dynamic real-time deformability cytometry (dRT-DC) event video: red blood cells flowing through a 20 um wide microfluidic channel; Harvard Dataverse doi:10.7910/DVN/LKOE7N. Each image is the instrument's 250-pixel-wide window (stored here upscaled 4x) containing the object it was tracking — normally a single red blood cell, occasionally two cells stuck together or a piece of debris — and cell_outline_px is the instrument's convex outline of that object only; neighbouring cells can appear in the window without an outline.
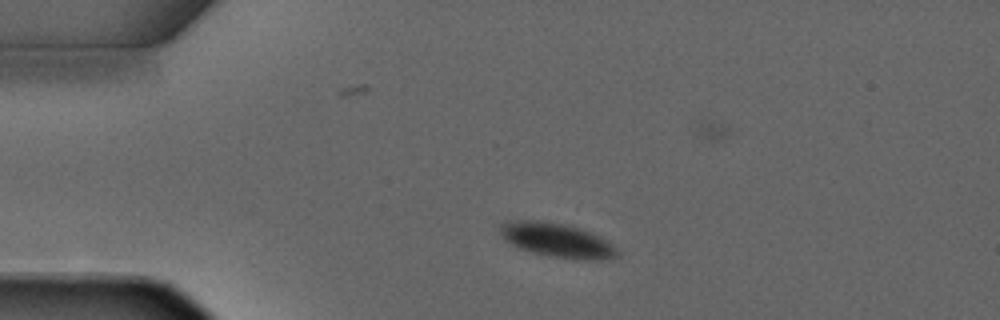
{"species": "common noctule bat (a hibernating species)", "species_latin": "Nyctalus noctula", "temperature_condition": "warm", "stored_images_in_passage": 3, "camera_frame_rate_fps": 3000, "um_per_image_px": 0.085, "animal": {"sex": "male", "forearm_length_mm": 52.5}, "frame": {"image": 1, "passage_image": 1, "time_ms": 0.0, "image_size_px": [1000, 320], "cell_outline_px": [[620, 256], [608, 260], [580, 260], [548, 256], [532, 252], [520, 248], [512, 244], [500, 232], [500, 224], [508, 220], [540, 220], [560, 224], [576, 228], [600, 236], [608, 240], [620, 252]], "centroid_in_image_um": [47.41, 20.44], "position_along_channel_um": 37.6, "area_um2": 23.29}}
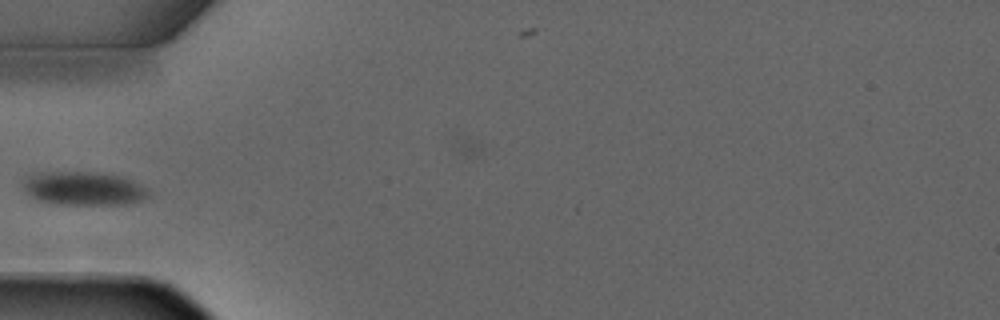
{"frame": {"image": 2, "passage_image": 2, "time_ms": 1.667, "image_size_px": [1000, 320], "cell_outline_px": [[148, 196], [144, 200], [128, 204], [52, 204], [36, 200], [24, 188], [20, 180], [28, 172], [100, 172], [124, 176], [148, 188]], "centroid_in_image_um": [7.07, 16.0], "position_along_channel_um": 77.9, "area_um2": 25.2}}